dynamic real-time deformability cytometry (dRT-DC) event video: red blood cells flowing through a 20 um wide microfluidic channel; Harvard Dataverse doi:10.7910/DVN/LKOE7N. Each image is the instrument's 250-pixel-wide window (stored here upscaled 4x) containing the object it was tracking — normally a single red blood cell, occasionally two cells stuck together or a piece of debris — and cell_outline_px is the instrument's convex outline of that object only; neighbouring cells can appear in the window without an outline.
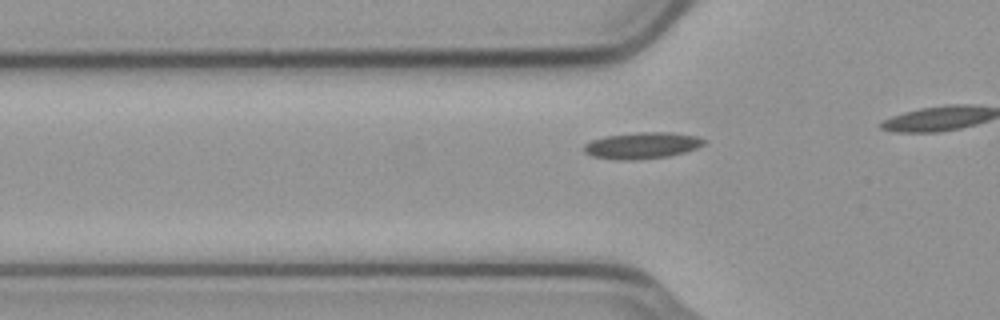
{"species": "common noctule bat (a hibernating species)", "species_latin": "Nyctalus noctula", "temperature_condition": "cold", "stored_images_in_passage": 11, "camera_frame_rate_fps": 3000, "um_per_image_px": 0.085, "animal": {"sex": "male", "body_mass_g": 23.1, "forearm_length_mm": 52.7}, "frame": {"image": 1, "passage_image": 5, "time_ms": 1.333, "image_size_px": [1000, 320], "cell_outline_px": [[704, 144], [696, 148], [684, 152], [668, 156], [632, 160], [620, 160], [592, 156], [584, 152], [584, 144], [592, 140], [604, 136], [636, 132], [668, 132], [696, 136], [704, 140]], "centroid_in_image_um": [54.53, 12.36], "position_along_channel_um": 71.3, "area_um2": 18.32}}